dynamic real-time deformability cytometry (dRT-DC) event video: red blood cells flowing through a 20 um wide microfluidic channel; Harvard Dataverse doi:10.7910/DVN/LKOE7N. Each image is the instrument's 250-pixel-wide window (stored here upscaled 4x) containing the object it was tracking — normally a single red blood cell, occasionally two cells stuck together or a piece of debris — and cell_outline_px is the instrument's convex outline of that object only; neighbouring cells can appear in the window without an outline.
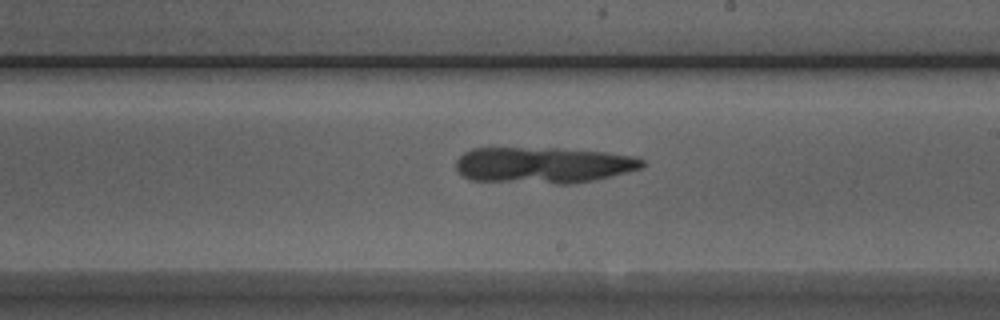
{"species": "Egyptian fruit bat (a non-hibernating species)", "species_latin": "Rousettus aegyptiacus", "temperature_condition": "room temperature", "stored_images_in_passage": 35, "segment_of_instrument_passage": [2, 4], "camera_frame_rate_fps": 3000, "um_per_image_px": 0.085, "animal": {"sex": "male"}, "frame": {"image": 1, "passage_image": 17, "time_ms": 5.333, "image_size_px": [1000, 320], "cell_outline_px": [[640, 164], [632, 168], [596, 176], [568, 180], [472, 176], [460, 168], [460, 164], [464, 156], [476, 152], [520, 152], [604, 156], [636, 160]], "centroid_in_image_um": [46.07, 14.06], "position_along_channel_um": 242.9, "area_um2": 27.74}}
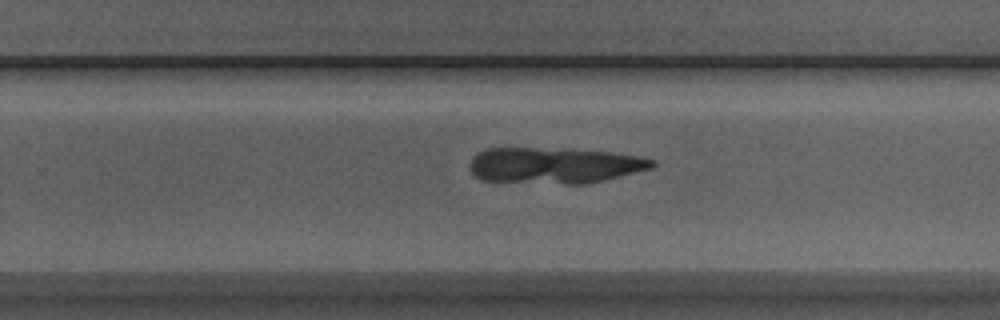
{"frame": {"image": 2, "passage_image": 20, "time_ms": 6.333, "image_size_px": [1000, 320], "cell_outline_px": [[652, 164], [640, 168], [588, 180], [572, 180], [484, 176], [476, 172], [476, 160], [480, 156], [488, 152], [536, 152], [616, 156], [648, 160]], "centroid_in_image_um": [47.12, 14.06], "position_along_channel_um": 282.7, "area_um2": 27.4}}